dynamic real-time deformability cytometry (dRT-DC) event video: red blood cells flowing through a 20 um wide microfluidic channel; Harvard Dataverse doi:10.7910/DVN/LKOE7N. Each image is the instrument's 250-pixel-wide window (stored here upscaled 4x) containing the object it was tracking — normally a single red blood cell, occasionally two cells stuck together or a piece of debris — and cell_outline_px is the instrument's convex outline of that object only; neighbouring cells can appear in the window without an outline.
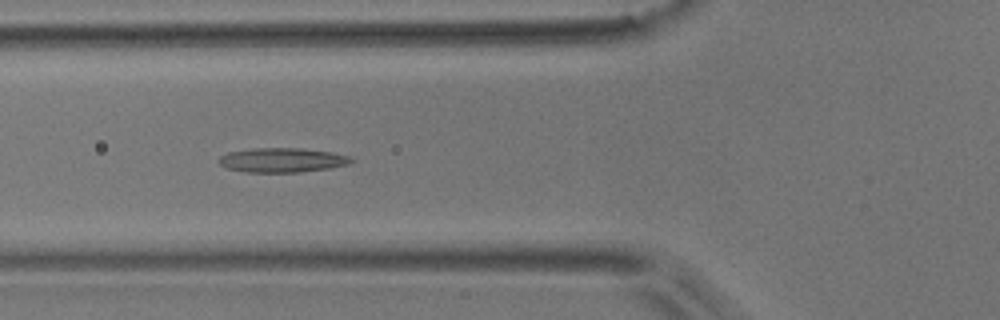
{"species": "common noctule bat (a hibernating species)", "species_latin": "Nyctalus noctula", "temperature_condition": "room temperature", "stored_images_in_passage": 8, "camera_frame_rate_fps": 3000, "um_per_image_px": 0.085, "animal": {"sex": "male", "body_mass_g": 17.9}, "frame": {"image": 1, "passage_image": 4, "time_ms": 1.0, "image_size_px": [1000, 320], "cell_outline_px": [[356, 160], [348, 164], [328, 168], [300, 172], [244, 172], [224, 168], [220, 164], [220, 156], [228, 152], [252, 148], [300, 148], [332, 152], [352, 156]], "centroid_in_image_um": [24.0, 13.6], "position_along_channel_um": 101.8, "area_um2": 18.96}}
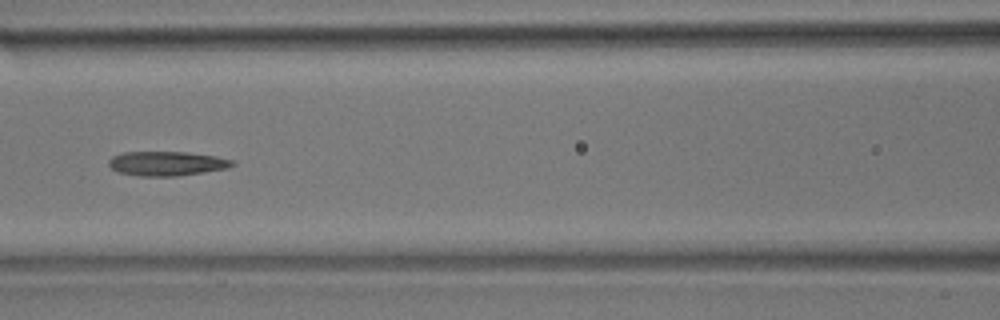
{"frame": {"image": 2, "passage_image": 5, "time_ms": 1.333, "image_size_px": [1000, 320], "cell_outline_px": [[236, 164], [228, 168], [204, 172], [176, 176], [140, 176], [116, 172], [108, 164], [108, 160], [112, 156], [124, 152], [188, 152], [216, 156], [236, 160]], "centroid_in_image_um": [14.2, 13.89], "position_along_channel_um": 152.4, "area_um2": 17.74}}
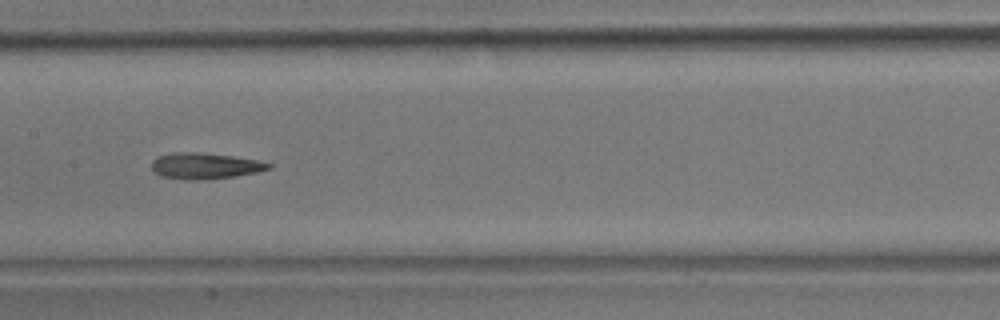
{"frame": {"image": 3, "passage_image": 6, "time_ms": 1.667, "image_size_px": [1000, 320], "cell_outline_px": [[272, 168], [256, 172], [236, 176], [200, 180], [184, 180], [160, 176], [152, 168], [152, 160], [156, 156], [176, 152], [196, 152], [232, 156], [260, 160], [272, 164]], "centroid_in_image_um": [17.42, 14.1], "position_along_channel_um": 190.0, "area_um2": 17.86}}